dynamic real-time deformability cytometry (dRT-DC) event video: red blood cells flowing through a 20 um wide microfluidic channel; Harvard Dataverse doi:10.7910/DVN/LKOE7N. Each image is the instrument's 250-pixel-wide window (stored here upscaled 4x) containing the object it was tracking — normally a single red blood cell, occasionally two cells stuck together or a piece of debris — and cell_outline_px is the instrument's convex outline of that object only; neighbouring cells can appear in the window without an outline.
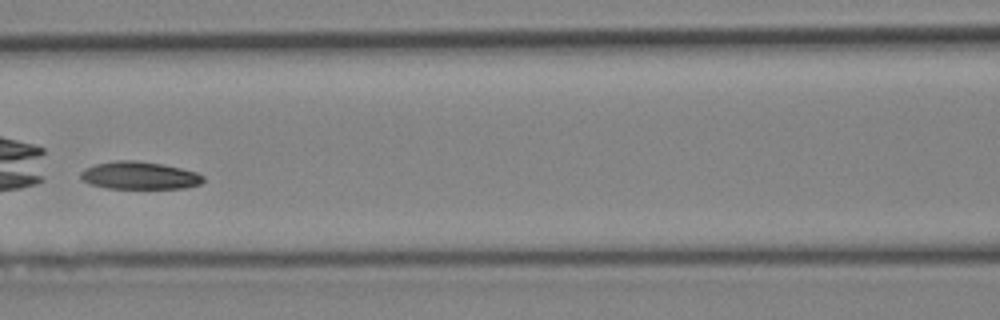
{"species": "Egyptian fruit bat (a non-hibernating species)", "species_latin": "Rousettus aegyptiacus", "temperature_condition": "cold", "stored_images_in_passage": 37, "camera_frame_rate_fps": 3000, "um_per_image_px": 0.085, "animal": {"sex": "female"}, "frame": {"image": 1, "passage_image": 16, "time_ms": 5.0, "image_size_px": [1000, 320], "cell_outline_px": [[204, 180], [200, 184], [184, 188], [108, 188], [88, 184], [80, 176], [80, 172], [84, 168], [96, 164], [116, 160], [136, 160], [160, 164], [180, 168], [196, 172], [204, 176]], "centroid_in_image_um": [11.83, 14.91], "position_along_channel_um": 154.8, "area_um2": 19.65}}